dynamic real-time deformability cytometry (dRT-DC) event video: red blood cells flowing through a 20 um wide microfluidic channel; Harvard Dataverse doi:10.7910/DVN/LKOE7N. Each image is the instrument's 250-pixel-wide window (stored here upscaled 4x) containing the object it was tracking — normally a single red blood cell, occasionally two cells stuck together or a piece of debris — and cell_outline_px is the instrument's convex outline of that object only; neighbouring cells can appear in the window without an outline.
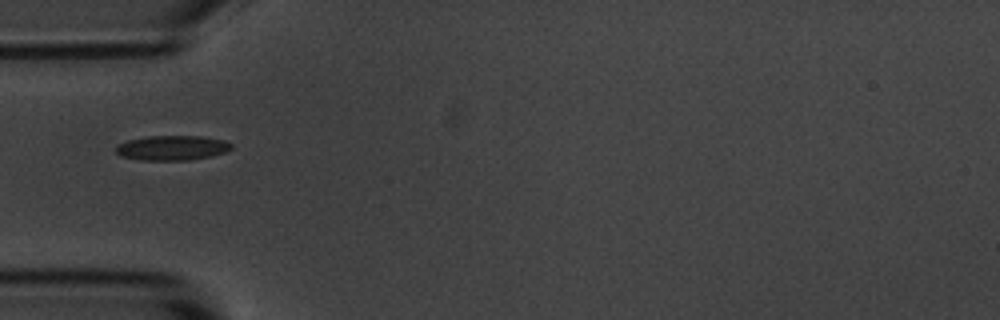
{"species": "common noctule bat (a hibernating species)", "species_latin": "Nyctalus noctula", "temperature_condition": "room temperature", "stored_images_in_passage": 35, "camera_frame_rate_fps": 3000, "um_per_image_px": 0.085, "animal": {"sex": "male", "body_mass_g": 20.1, "forearm_length_mm": 53.5}, "frame": {"image": 1, "passage_image": 1, "time_ms": 0.0, "image_size_px": [1000, 320], "cell_outline_px": [[232, 148], [224, 152], [212, 156], [188, 160], [140, 160], [120, 156], [116, 152], [116, 144], [128, 140], [148, 136], [200, 136], [224, 140], [232, 144]], "centroid_in_image_um": [14.61, 12.57], "position_along_channel_um": 70.4, "area_um2": 16.7}}
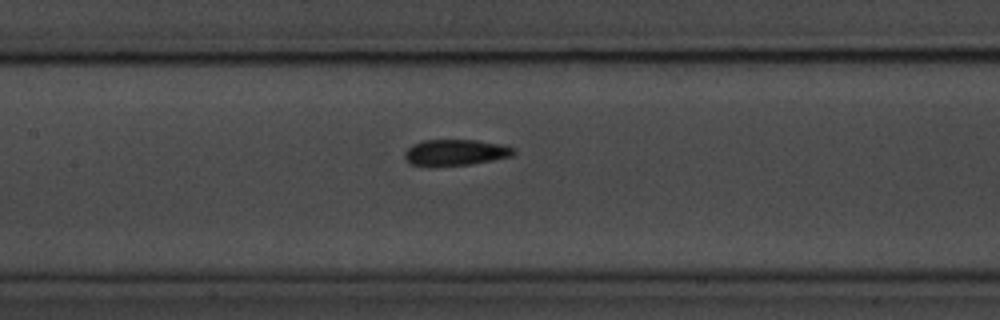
{"frame": {"image": 2, "passage_image": 9, "time_ms": 2.667, "image_size_px": [1000, 320], "cell_outline_px": [[516, 152], [512, 156], [472, 164], [436, 168], [428, 168], [408, 164], [404, 160], [404, 152], [412, 144], [424, 140], [476, 140], [504, 144], [516, 148]], "centroid_in_image_um": [38.66, 12.99], "position_along_channel_um": 168.7, "area_um2": 17.4}}
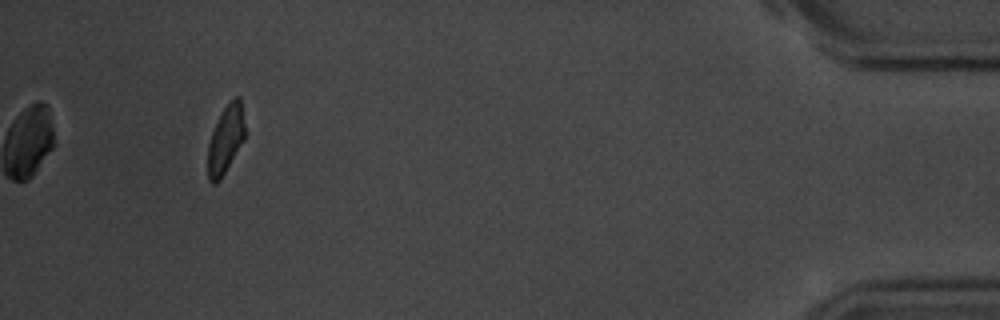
{"frame": {"image": 3, "passage_image": 35, "time_ms": 11.333, "image_size_px": [1000, 320], "cell_outline_px": [[244, 140], [220, 180], [216, 184], [212, 184], [208, 180], [208, 144], [212, 132], [224, 108], [236, 96], [240, 96], [244, 124]], "centroid_in_image_um": [19.17, 11.9], "position_along_channel_um": 416.0, "area_um2": 14.39}, "authors_computed_cell_mechanics": {"area_um2": 16.5886, "velocity_mm_per_s": 3.6548, "shape_relaxation_time_tau1_ms": 2.805, "shape_relaxation_time_tau2_ms": 2.4718, "deformation_change_tau1": 0.1313, "deformation_change_tau2": 0.0659}}